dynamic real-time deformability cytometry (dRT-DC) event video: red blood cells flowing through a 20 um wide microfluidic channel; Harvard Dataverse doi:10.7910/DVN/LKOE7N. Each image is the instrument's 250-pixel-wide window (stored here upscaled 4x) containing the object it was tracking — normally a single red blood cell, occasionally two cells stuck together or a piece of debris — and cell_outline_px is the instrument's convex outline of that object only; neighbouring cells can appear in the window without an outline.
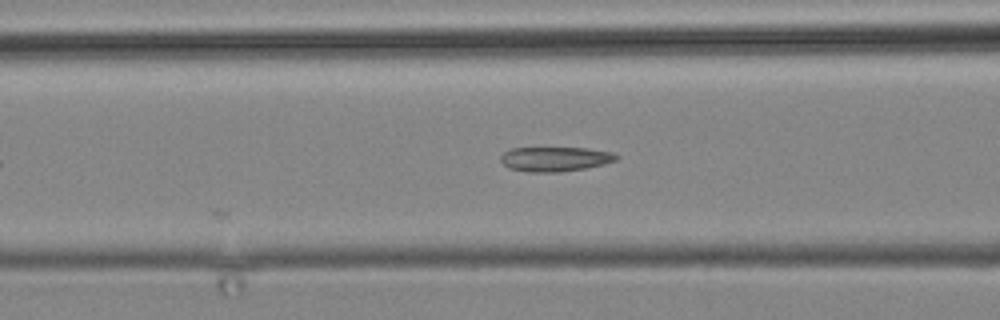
{"species": "common noctule bat (a hibernating species)", "species_latin": "Nyctalus noctula", "temperature_condition": "cold", "stored_images_in_passage": 13, "camera_frame_rate_fps": 3000, "um_per_image_px": 0.085, "animal": {"sex": "male", "body_mass_g": 19.2, "forearm_length_mm": 51.8}, "frame": {"image": 1, "passage_image": 13, "time_ms": 14.667, "image_size_px": [1000, 320], "cell_outline_px": [[620, 156], [616, 160], [604, 164], [588, 168], [560, 172], [528, 172], [508, 168], [500, 160], [500, 156], [504, 152], [512, 148], [588, 148], [612, 152]], "centroid_in_image_um": [47.19, 13.52], "position_along_channel_um": 119.4, "area_um2": 16.7}}